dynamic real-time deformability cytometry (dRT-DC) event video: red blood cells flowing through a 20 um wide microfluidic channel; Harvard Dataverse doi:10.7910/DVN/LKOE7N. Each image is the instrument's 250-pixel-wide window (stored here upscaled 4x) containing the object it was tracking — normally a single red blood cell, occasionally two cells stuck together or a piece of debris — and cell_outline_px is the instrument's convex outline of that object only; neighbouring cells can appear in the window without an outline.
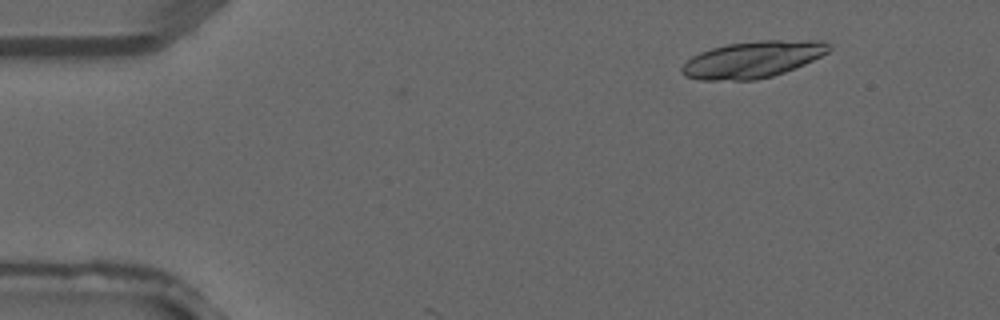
{"species": "common noctule bat (a hibernating species)", "species_latin": "Nyctalus noctula", "temperature_condition": "warm", "stored_images_in_passage": 3, "camera_frame_rate_fps": 3000, "um_per_image_px": 0.085, "animal": {"sex": "male", "forearm_length_mm": 52.5}, "frame": {"image": 1, "passage_image": 1, "time_ms": 0.0, "image_size_px": [1000, 320], "cell_outline_px": [[832, 48], [828, 52], [804, 64], [784, 72], [772, 76], [756, 80], [700, 80], [684, 76], [680, 72], [680, 68], [692, 56], [700, 52], [712, 48], [728, 44], [760, 40], [824, 40], [832, 44]], "centroid_in_image_um": [63.99, 5.05], "position_along_channel_um": 21.0, "area_um2": 31.5}}